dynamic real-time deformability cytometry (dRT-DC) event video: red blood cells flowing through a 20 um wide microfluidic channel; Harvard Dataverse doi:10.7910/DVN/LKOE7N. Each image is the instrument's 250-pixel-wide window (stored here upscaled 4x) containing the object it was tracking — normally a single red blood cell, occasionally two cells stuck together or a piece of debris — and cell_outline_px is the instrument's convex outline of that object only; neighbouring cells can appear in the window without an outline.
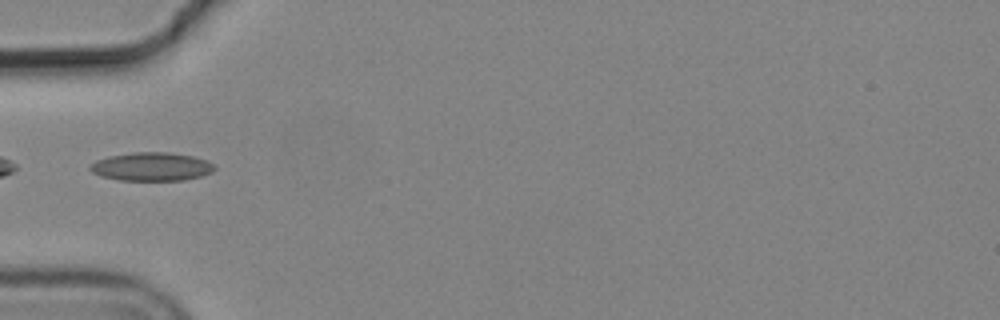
{"species": "common noctule bat (a hibernating species)", "species_latin": "Nyctalus noctula", "temperature_condition": "cold", "stored_images_in_passage": 2, "camera_frame_rate_fps": 3000, "um_per_image_px": 0.085, "animal": {"sex": "male", "body_mass_g": 19.2, "forearm_length_mm": 51.8}, "frame": {"image": 1, "passage_image": 2, "time_ms": 0.333, "image_size_px": [1000, 320], "cell_outline_px": [[216, 168], [212, 172], [200, 176], [184, 180], [120, 180], [100, 176], [92, 172], [88, 168], [96, 160], [108, 156], [132, 152], [168, 152], [192, 156], [208, 160]], "centroid_in_image_um": [12.87, 14.16], "position_along_channel_um": 72.1, "area_um2": 20.63}}